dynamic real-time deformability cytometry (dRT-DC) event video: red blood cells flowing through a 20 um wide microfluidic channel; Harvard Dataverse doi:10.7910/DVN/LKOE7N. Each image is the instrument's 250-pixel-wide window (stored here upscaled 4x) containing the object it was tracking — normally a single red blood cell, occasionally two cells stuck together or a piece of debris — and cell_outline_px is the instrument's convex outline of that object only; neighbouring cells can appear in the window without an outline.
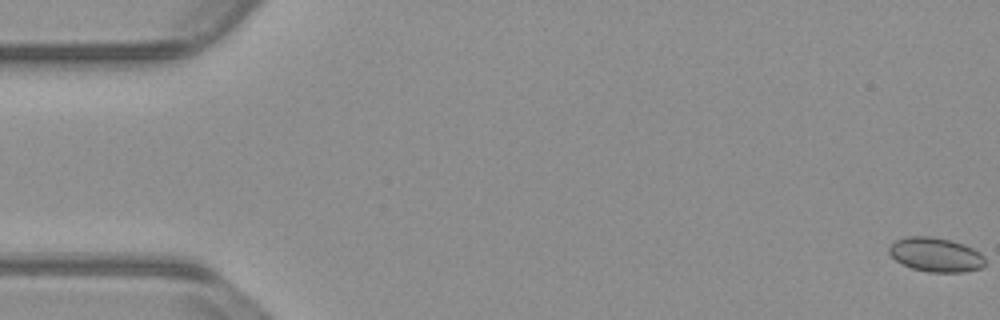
{"species": "common noctule bat (a hibernating species)", "species_latin": "Nyctalus noctula", "temperature_condition": "warm", "stored_images_in_passage": 56, "camera_frame_rate_fps": 3000, "um_per_image_px": 0.085, "animal": {"sex": "male", "body_mass_g": 23.1, "forearm_length_mm": 52.7}, "frame": {"image": 1, "passage_image": 1, "time_ms": 0.0, "image_size_px": [1000, 320], "cell_outline_px": [[984, 264], [980, 268], [964, 272], [928, 272], [912, 268], [896, 260], [888, 252], [888, 248], [896, 240], [908, 236], [932, 236], [964, 244], [980, 252], [984, 256]], "centroid_in_image_um": [79.54, 21.65], "position_along_channel_um": 5.5, "area_um2": 19.02}}
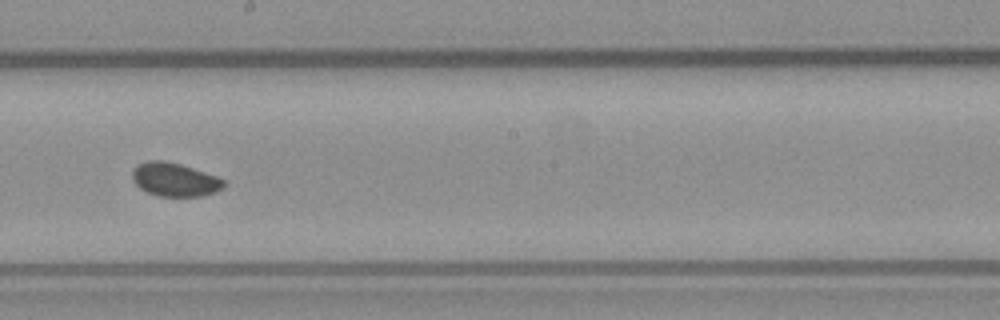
{"frame": {"image": 2, "passage_image": 31, "time_ms": 10.0, "image_size_px": [1000, 320], "cell_outline_px": [[224, 188], [216, 192], [200, 196], [156, 196], [140, 188], [132, 180], [132, 172], [136, 164], [148, 160], [164, 160], [180, 164], [216, 176], [224, 180]], "centroid_in_image_um": [14.82, 15.26], "position_along_channel_um": 233.4, "area_um2": 17.92}}
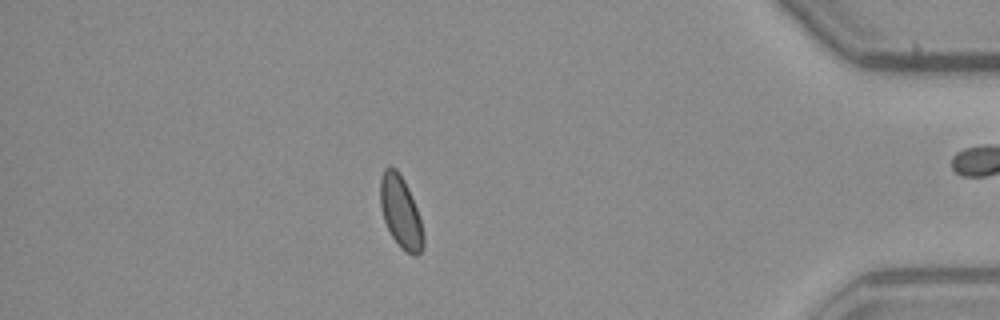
{"frame": {"image": 3, "passage_image": 48, "time_ms": 15.667, "image_size_px": [1000, 320], "cell_outline_px": [[424, 248], [416, 256], [412, 256], [400, 248], [392, 236], [384, 220], [380, 208], [380, 180], [384, 168], [388, 164], [396, 168], [404, 180], [408, 188], [416, 208], [420, 220], [424, 236]], "centroid_in_image_um": [34.04, 18.03], "position_along_channel_um": 401.2, "area_um2": 18.15}}